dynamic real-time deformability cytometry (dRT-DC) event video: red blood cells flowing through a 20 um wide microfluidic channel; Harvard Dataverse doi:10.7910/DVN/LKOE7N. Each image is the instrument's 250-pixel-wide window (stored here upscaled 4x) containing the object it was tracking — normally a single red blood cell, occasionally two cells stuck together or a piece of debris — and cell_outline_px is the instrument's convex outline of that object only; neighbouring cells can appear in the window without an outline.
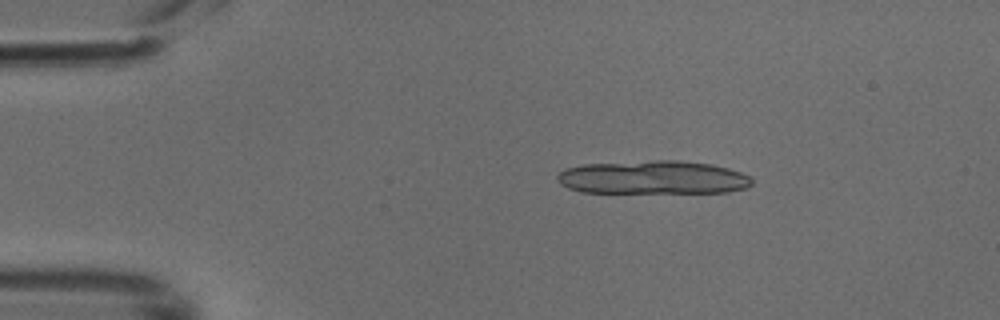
{"species": "common noctule bat (a hibernating species)", "species_latin": "Nyctalus noctula", "temperature_condition": "cold", "stored_images_in_passage": 21, "camera_frame_rate_fps": 3000, "um_per_image_px": 0.085, "animal": {"sex": "male", "body_mass_g": 18.8}, "frame": {"image": 1, "passage_image": 2, "time_ms": 0.333, "image_size_px": [1000, 320], "cell_outline_px": [[752, 184], [748, 188], [728, 192], [580, 192], [568, 188], [560, 184], [556, 180], [556, 176], [564, 168], [584, 164], [656, 160], [676, 160], [712, 164], [728, 168], [740, 172], [748, 176], [752, 180]], "centroid_in_image_um": [55.48, 15.08], "position_along_channel_um": 29.5, "area_um2": 38.03}}
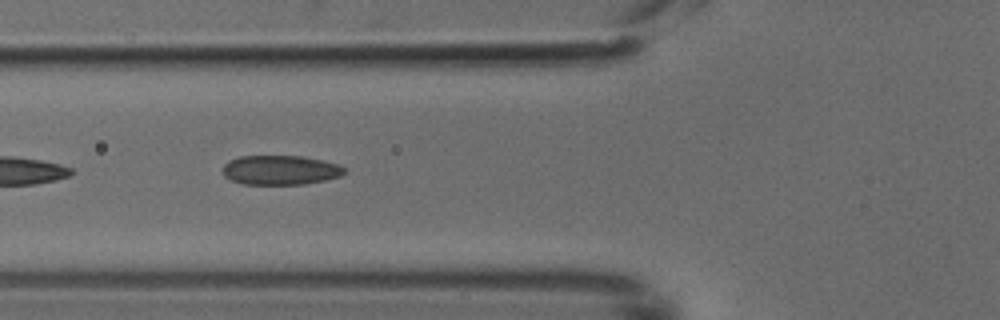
{"frame": {"image": 2, "passage_image": 12, "time_ms": 3.667, "image_size_px": [1000, 320], "cell_outline_px": [[348, 172], [340, 176], [324, 180], [304, 184], [244, 184], [232, 180], [224, 176], [224, 164], [228, 160], [240, 156], [300, 156], [324, 160], [340, 164]], "centroid_in_image_um": [23.86, 14.45], "position_along_channel_um": 101.9, "area_um2": 20.92}}
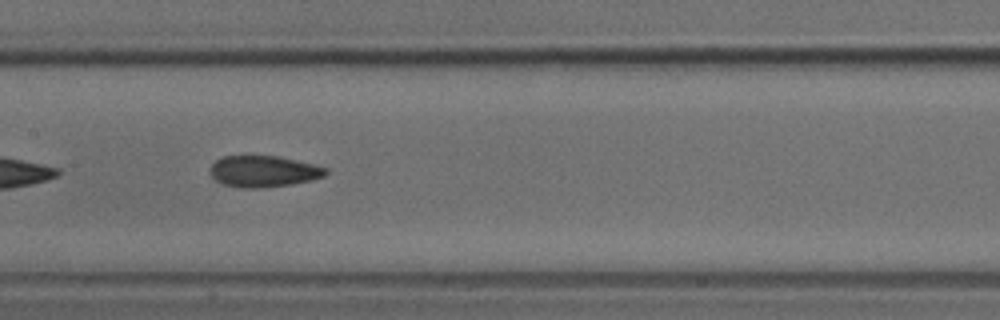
{"frame": {"image": 3, "passage_image": 18, "time_ms": 5.667, "image_size_px": [1000, 320], "cell_outline_px": [[328, 172], [324, 176], [312, 180], [292, 184], [260, 188], [240, 188], [224, 184], [216, 180], [212, 176], [208, 168], [216, 160], [224, 156], [280, 156], [316, 164], [328, 168]], "centroid_in_image_um": [22.43, 14.56], "position_along_channel_um": 185.0, "area_um2": 21.33}}